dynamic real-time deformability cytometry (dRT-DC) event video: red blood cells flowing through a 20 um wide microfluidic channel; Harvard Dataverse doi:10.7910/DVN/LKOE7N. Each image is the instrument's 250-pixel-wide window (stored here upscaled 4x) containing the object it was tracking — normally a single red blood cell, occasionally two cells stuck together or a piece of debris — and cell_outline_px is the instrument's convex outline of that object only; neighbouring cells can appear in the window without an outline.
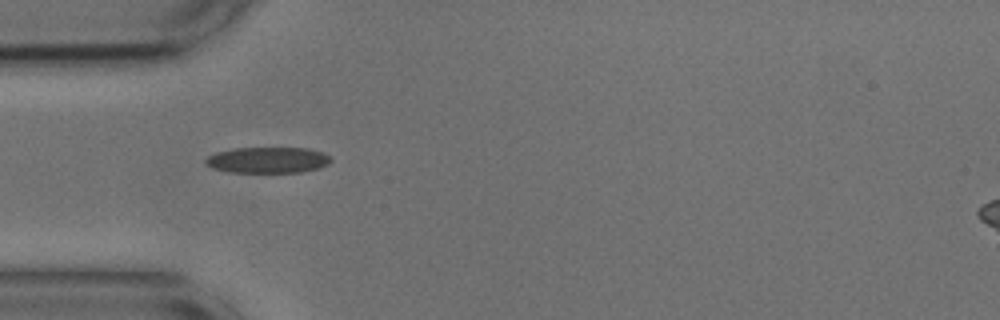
{"species": "common noctule bat (a hibernating species)", "species_latin": "Nyctalus noctula", "temperature_condition": "cold", "stored_images_in_passage": 54, "camera_frame_rate_fps": 3000, "um_per_image_px": 0.085, "animal": {"sex": "male", "body_mass_g": 17.9, "forearm_length_mm": 54.2}, "frame": {"image": 1, "passage_image": 16, "time_ms": 5.0, "image_size_px": [1000, 320], "cell_outline_px": [[332, 160], [328, 164], [320, 168], [300, 172], [232, 172], [212, 168], [204, 164], [204, 160], [208, 156], [216, 152], [236, 148], [308, 148], [324, 152]], "centroid_in_image_um": [22.76, 13.6], "position_along_channel_um": 62.2, "area_um2": 19.02}}
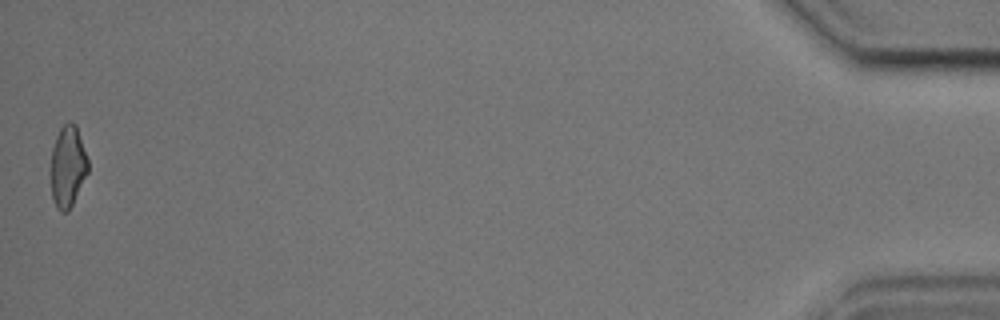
{"frame": {"image": 2, "passage_image": 54, "time_ms": 17.667, "image_size_px": [1000, 320], "cell_outline_px": [[88, 172], [68, 212], [60, 212], [56, 208], [52, 196], [48, 172], [52, 148], [56, 136], [60, 128], [68, 120], [72, 120], [76, 124], [88, 160]], "centroid_in_image_um": [5.71, 14.14], "position_along_channel_um": 429.5, "area_um2": 18.21}, "authors_computed_cell_mechanics": {"area_um2": 18.5827, "velocity_mm_per_s": 3.6611, "shape_relaxation_time_tau1_ms": 10.2984, "shape_relaxation_time_tau2_ms": 3.2256, "deformation_change_tau1": 0.1761, "deformation_change_tau2": 0.1136}}